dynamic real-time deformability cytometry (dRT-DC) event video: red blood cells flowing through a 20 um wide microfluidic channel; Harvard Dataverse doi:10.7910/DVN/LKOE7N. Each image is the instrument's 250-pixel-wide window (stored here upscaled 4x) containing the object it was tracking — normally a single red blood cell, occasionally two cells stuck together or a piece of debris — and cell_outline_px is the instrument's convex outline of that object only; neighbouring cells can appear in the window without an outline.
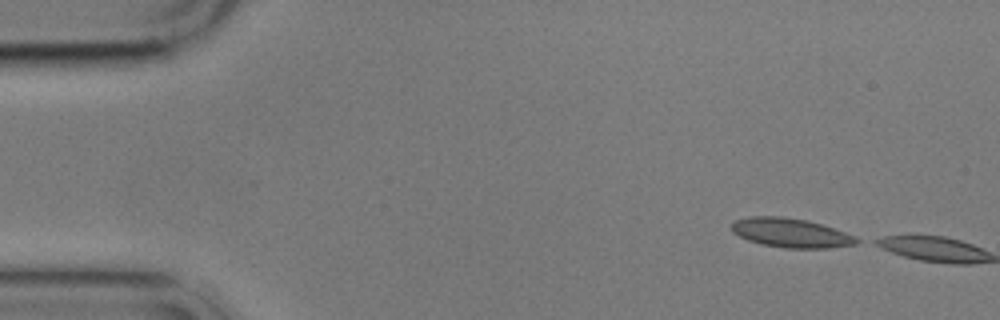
{"species": "common noctule bat (a hibernating species)", "species_latin": "Nyctalus noctula", "temperature_condition": "cold", "stored_images_in_passage": 4, "camera_frame_rate_fps": 3000, "um_per_image_px": 0.085, "animal": {"sex": "male", "body_mass_g": 17.9}, "frame": {"image": 1, "passage_image": 1, "time_ms": 0.0, "image_size_px": [1000, 320], "cell_outline_px": [[864, 240], [856, 244], [828, 248], [784, 248], [764, 244], [748, 240], [732, 232], [732, 220], [748, 216], [780, 216], [808, 220], [856, 236]], "centroid_in_image_um": [67.23, 19.79], "position_along_channel_um": 17.8, "area_um2": 21.33}}
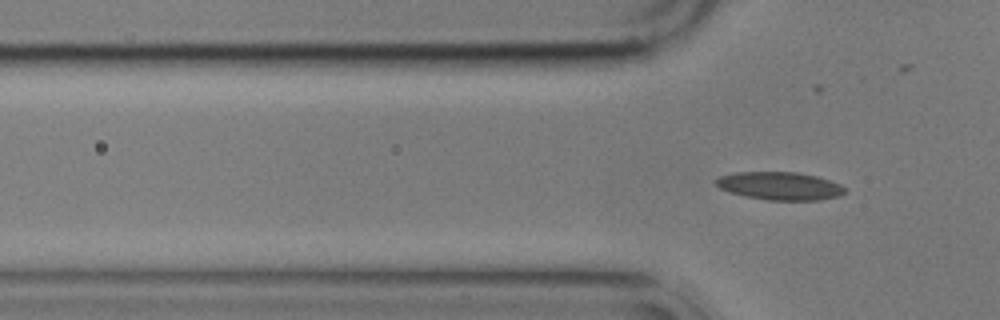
{"frame": {"image": 2, "passage_image": 4, "time_ms": 3.667, "image_size_px": [1000, 320], "cell_outline_px": [[844, 192], [840, 196], [820, 200], [768, 200], [744, 196], [728, 192], [720, 188], [716, 184], [716, 180], [720, 176], [736, 172], [796, 172], [816, 176], [840, 184], [844, 188]], "centroid_in_image_um": [66.27, 15.81], "position_along_channel_um": 59.5, "area_um2": 20.92}}